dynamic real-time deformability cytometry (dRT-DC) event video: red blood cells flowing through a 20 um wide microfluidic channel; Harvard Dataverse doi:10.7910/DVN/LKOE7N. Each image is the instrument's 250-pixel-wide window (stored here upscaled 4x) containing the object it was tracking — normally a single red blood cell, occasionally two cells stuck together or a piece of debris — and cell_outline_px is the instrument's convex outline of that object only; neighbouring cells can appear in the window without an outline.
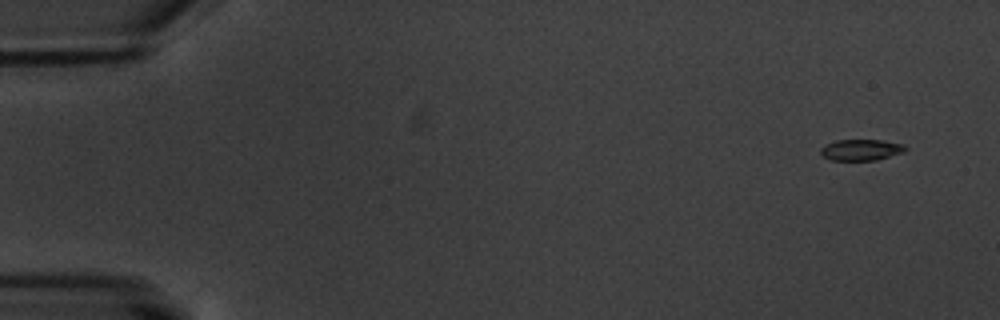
{"species": "common noctule bat (a hibernating species)", "species_latin": "Nyctalus noctula", "temperature_condition": "warm", "stored_images_in_passage": 17, "camera_frame_rate_fps": 3000, "um_per_image_px": 0.085, "animal": {"sex": "male", "body_mass_g": 20.1, "forearm_length_mm": 53.5}, "frame": {"image": 1, "passage_image": 1, "time_ms": 0.0, "image_size_px": [1000, 320], "cell_outline_px": [[908, 148], [904, 152], [876, 160], [832, 160], [824, 156], [820, 152], [820, 148], [824, 144], [836, 140], [880, 140], [904, 144]], "centroid_in_image_um": [73.19, 12.73], "position_along_channel_um": 11.8, "area_um2": 10.46}}
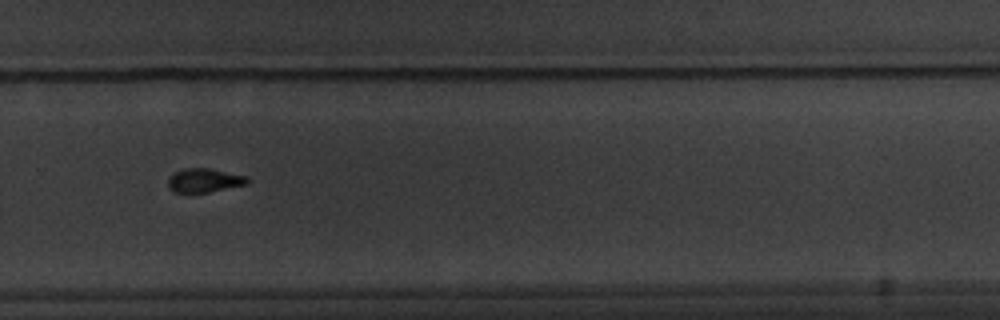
{"frame": {"image": 2, "passage_image": 12, "time_ms": 12.667, "image_size_px": [1000, 320], "cell_outline_px": [[248, 184], [208, 192], [176, 192], [168, 188], [168, 176], [184, 168], [208, 168], [248, 176]], "centroid_in_image_um": [17.36, 15.32], "position_along_channel_um": 312.4, "area_um2": 10.98}}
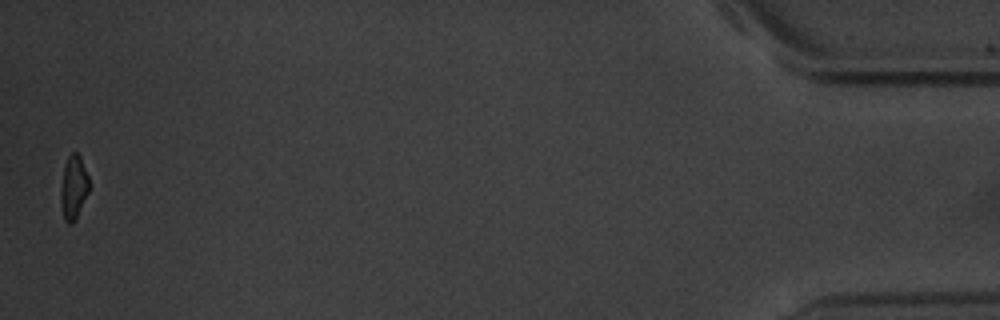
{"frame": {"image": 3, "passage_image": 17, "time_ms": 18.667, "image_size_px": [1000, 320], "cell_outline_px": [[88, 192], [76, 220], [72, 224], [68, 224], [64, 220], [60, 204], [60, 192], [64, 164], [68, 156], [72, 152], [76, 152], [80, 156], [88, 176]], "centroid_in_image_um": [6.23, 15.95], "position_along_channel_um": 429.0, "area_um2": 10.64}, "authors_computed_cell_mechanics": {"area_um2": 11.271, "velocity_mm_per_s": 3.4034, "shape_relaxation_time_tau1_ms": 5.6405, "shape_relaxation_time_tau2_ms": 5.3203, "deformation_change_tau1": 0.135, "deformation_change_tau2": 0.0722}}